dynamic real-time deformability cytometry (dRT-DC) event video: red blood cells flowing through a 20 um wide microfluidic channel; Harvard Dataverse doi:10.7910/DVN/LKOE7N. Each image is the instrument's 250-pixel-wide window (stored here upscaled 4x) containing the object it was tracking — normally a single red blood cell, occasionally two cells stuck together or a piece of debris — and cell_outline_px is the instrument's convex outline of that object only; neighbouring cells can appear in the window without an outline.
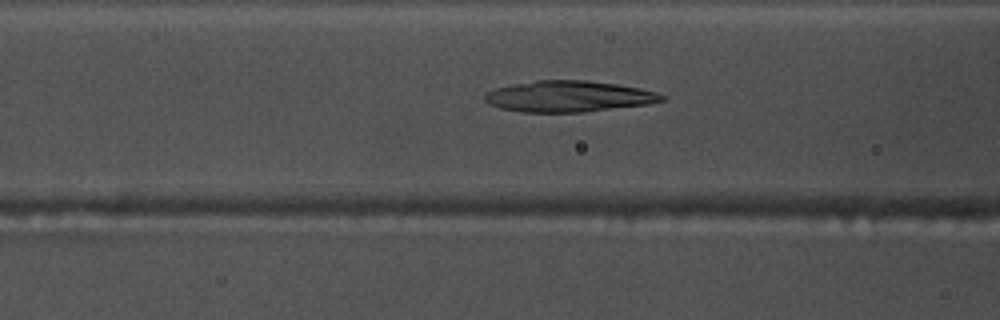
{"species": "common noctule bat (a hibernating species)", "species_latin": "Nyctalus noctula", "temperature_condition": "warm", "stored_images_in_passage": 38, "camera_frame_rate_fps": 3000, "um_per_image_px": 0.085, "animal": {"sex": "male", "body_mass_g": 17.5, "forearm_length_mm": 52.3}, "frame": {"image": 1, "passage_image": 6, "time_ms": 1.667, "image_size_px": [1000, 320], "cell_outline_px": [[664, 100], [652, 104], [584, 112], [524, 112], [500, 108], [488, 104], [484, 100], [484, 96], [488, 92], [496, 88], [536, 80], [588, 80], [616, 84], [640, 88], [656, 92], [664, 96]], "centroid_in_image_um": [48.37, 8.2], "position_along_channel_um": 118.2, "area_um2": 32.08}}
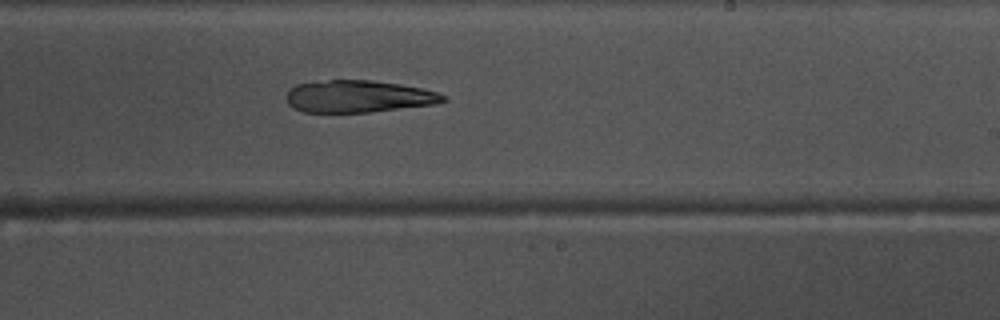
{"frame": {"image": 2, "passage_image": 17, "time_ms": 5.333, "image_size_px": [1000, 320], "cell_outline_px": [[448, 100], [436, 104], [372, 112], [304, 112], [292, 108], [288, 104], [284, 96], [296, 84], [328, 80], [372, 80], [400, 84], [420, 88], [436, 92], [448, 96]], "centroid_in_image_um": [30.47, 8.2], "position_along_channel_um": 258.5, "area_um2": 29.54}}
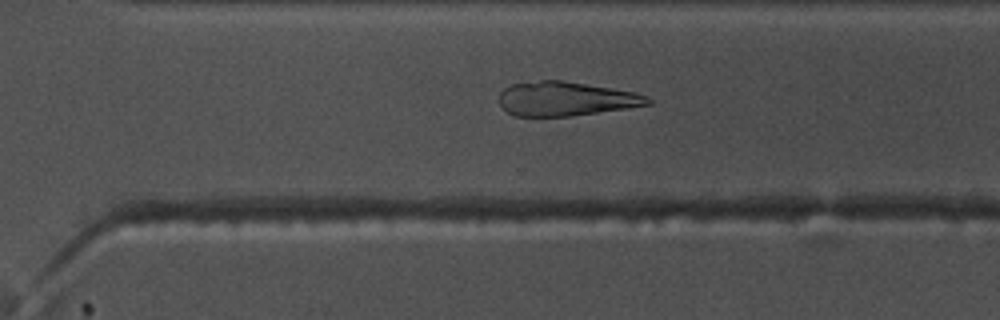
{"frame": {"image": 3, "passage_image": 22, "time_ms": 7.0, "image_size_px": [1000, 320], "cell_outline_px": [[652, 104], [628, 108], [572, 116], [516, 116], [508, 112], [500, 104], [500, 92], [504, 88], [512, 84], [540, 80], [560, 80], [636, 92], [648, 96], [652, 100]], "centroid_in_image_um": [48.12, 8.4], "position_along_channel_um": 322.5, "area_um2": 29.54}}